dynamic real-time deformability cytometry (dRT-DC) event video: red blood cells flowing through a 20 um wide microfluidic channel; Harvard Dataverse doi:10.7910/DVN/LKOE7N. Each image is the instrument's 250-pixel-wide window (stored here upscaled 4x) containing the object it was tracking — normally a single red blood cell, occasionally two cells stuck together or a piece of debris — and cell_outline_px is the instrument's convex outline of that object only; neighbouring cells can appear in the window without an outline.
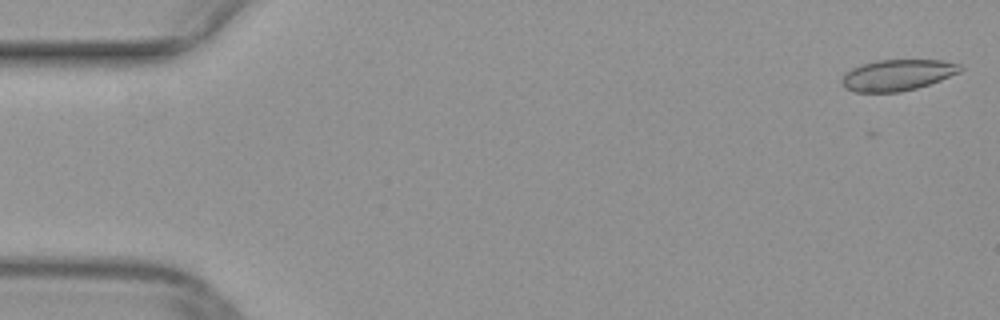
{"species": "common noctule bat (a hibernating species)", "species_latin": "Nyctalus noctula", "temperature_condition": "warm", "stored_images_in_passage": 2, "camera_frame_rate_fps": 3000, "um_per_image_px": 0.085, "animal": {"sex": "female", "body_mass_g": 29.2, "forearm_length_mm": 56.3}, "frame": {"image": 1, "passage_image": 2, "time_ms": 0.333, "image_size_px": [1000, 320], "cell_outline_px": [[964, 68], [960, 72], [940, 80], [916, 88], [900, 92], [856, 92], [844, 88], [840, 84], [840, 80], [844, 72], [852, 68], [876, 60], [944, 60], [960, 64]], "centroid_in_image_um": [76.25, 6.38], "position_along_channel_um": 8.7, "area_um2": 21.62}}